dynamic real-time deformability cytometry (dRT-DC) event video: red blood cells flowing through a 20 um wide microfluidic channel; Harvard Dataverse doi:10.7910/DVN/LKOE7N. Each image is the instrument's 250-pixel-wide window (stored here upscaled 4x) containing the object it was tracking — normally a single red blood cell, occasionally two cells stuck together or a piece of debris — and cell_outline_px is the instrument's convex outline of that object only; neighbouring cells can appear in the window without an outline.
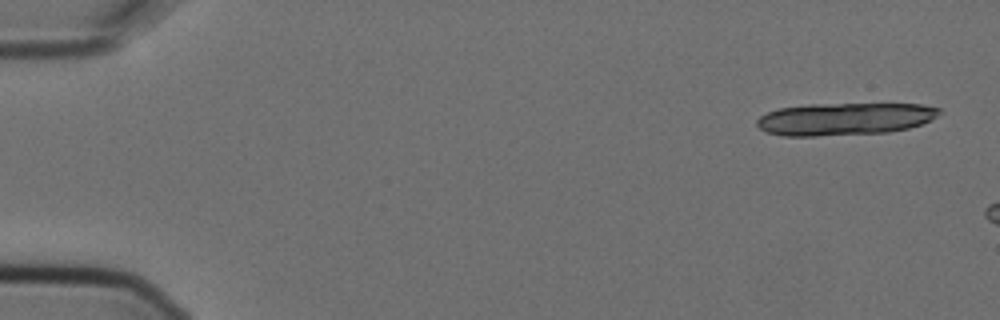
{"species": "Egyptian fruit bat (a non-hibernating species)", "species_latin": "Rousettus aegyptiacus", "temperature_condition": "cold", "stored_images_in_passage": 4, "camera_frame_rate_fps": 3000, "um_per_image_px": 0.085, "animal": {"sex": "female"}, "frame": {"image": 1, "passage_image": 1, "time_ms": 0.0, "image_size_px": [1000, 320], "cell_outline_px": [[940, 112], [932, 120], [908, 128], [888, 132], [816, 136], [784, 136], [764, 132], [756, 124], [756, 120], [760, 116], [768, 112], [780, 108], [808, 104], [920, 104], [940, 108]], "centroid_in_image_um": [71.76, 10.11], "position_along_channel_um": 13.2, "area_um2": 34.45}}